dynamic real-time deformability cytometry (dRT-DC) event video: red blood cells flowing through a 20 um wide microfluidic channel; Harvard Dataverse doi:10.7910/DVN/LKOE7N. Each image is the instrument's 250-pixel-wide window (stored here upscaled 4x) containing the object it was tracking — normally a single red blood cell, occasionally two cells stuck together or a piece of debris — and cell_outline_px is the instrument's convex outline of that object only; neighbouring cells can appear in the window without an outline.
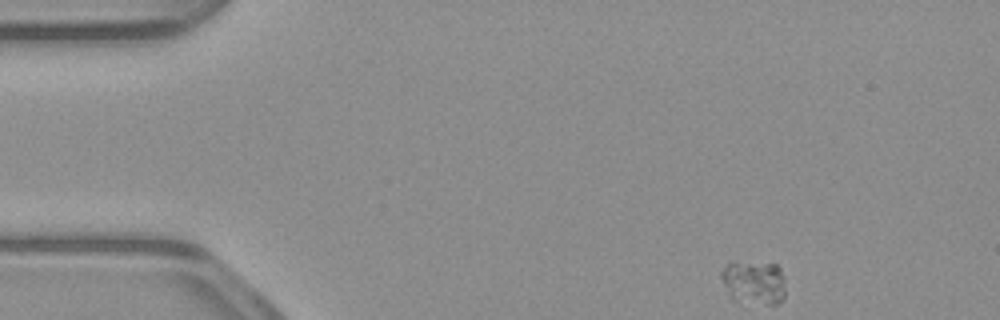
{"species": "common noctule bat (a hibernating species)", "species_latin": "Nyctalus noctula", "temperature_condition": "warm", "stored_images_in_passage": 49, "camera_frame_rate_fps": 3000, "um_per_image_px": 0.085, "animal": {"sex": "male", "body_mass_g": 23.1, "forearm_length_mm": 52.7}, "frame": {"image": 1, "passage_image": 1, "time_ms": 0.0, "image_size_px": [1000, 320], "cell_outline_px": [[784, 296], [776, 304], [768, 304], [736, 300], [728, 292], [720, 276], [720, 272], [732, 260], [776, 264], [780, 268], [784, 276]], "centroid_in_image_um": [64.09, 23.95], "position_along_channel_um": 20.9, "area_um2": 16.36}}
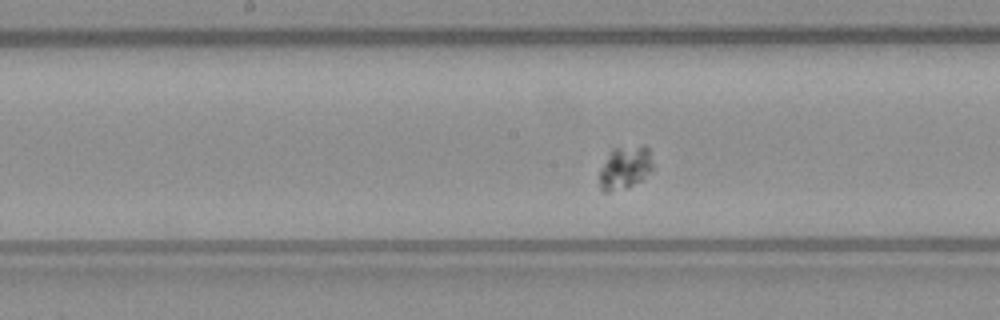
{"frame": {"image": 2, "passage_image": 22, "time_ms": 7.0, "image_size_px": [1000, 320], "cell_outline_px": [[652, 168], [640, 180], [628, 188], [608, 192], [604, 192], [600, 188], [600, 168], [612, 148], [644, 144], [648, 148], [652, 164]], "centroid_in_image_um": [53.1, 14.23], "position_along_channel_um": 195.1, "area_um2": 13.35}}
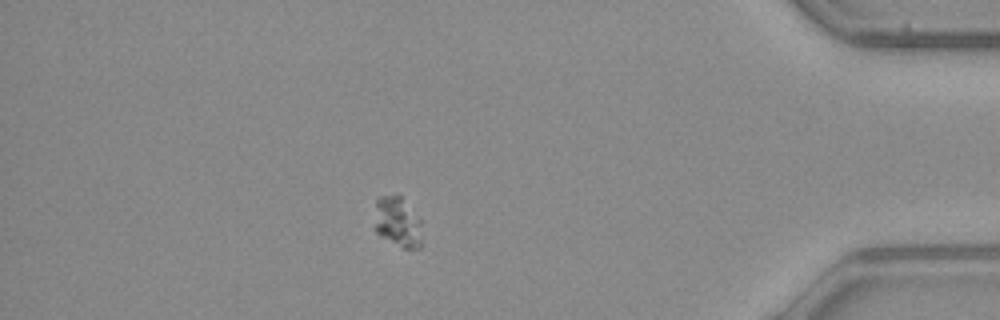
{"frame": {"image": 3, "passage_image": 42, "time_ms": 13.667, "image_size_px": [1000, 320], "cell_outline_px": [[420, 248], [404, 248], [380, 236], [376, 232], [376, 200], [380, 196], [396, 192], [400, 196], [420, 220]], "centroid_in_image_um": [33.78, 18.83], "position_along_channel_um": 401.4, "area_um2": 13.58}, "authors_computed_cell_mechanics": {"area_um2": 14.45, "velocity_mm_per_s": 3.7719, "shape_relaxation_time_tau1_ms": 4.0679, "shape_relaxation_time_tau2_ms": null, "deformation_change_tau1": 0.0508, "deformation_change_tau2": null}}